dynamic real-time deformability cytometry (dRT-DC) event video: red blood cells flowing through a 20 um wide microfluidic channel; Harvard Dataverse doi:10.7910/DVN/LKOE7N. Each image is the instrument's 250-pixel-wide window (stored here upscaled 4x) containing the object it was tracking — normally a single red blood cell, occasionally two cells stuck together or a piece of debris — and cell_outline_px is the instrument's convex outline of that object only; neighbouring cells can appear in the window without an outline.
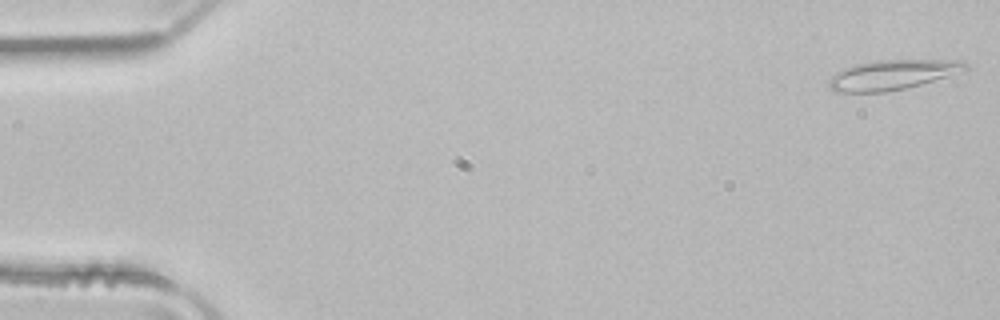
{"species": "common noctule bat (a hibernating species)", "species_latin": "Nyctalus noctula", "temperature_condition": "room temperature", "stored_images_in_passage": 28, "camera_frame_rate_fps": 3000, "um_per_image_px": 0.085, "animal": {"sex": "male", "body_mass_g": 21.5, "forearm_length_mm": 52.0}, "frame": {"image": 1, "passage_image": 1, "time_ms": 0.0, "image_size_px": [1000, 320], "cell_outline_px": [[968, 68], [964, 72], [920, 84], [904, 88], [884, 92], [836, 92], [828, 84], [828, 80], [836, 72], [844, 68], [856, 64], [876, 60], [964, 60], [968, 64]], "centroid_in_image_um": [75.9, 6.34], "position_along_channel_um": 9.1, "area_um2": 23.7}}
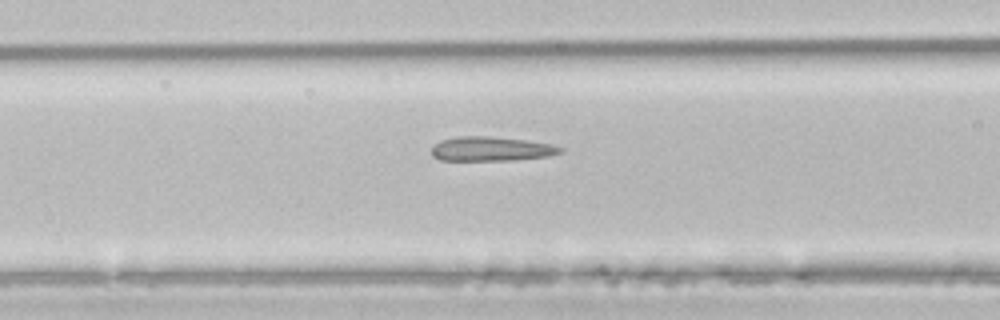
{"frame": {"image": 2, "passage_image": 20, "time_ms": 6.333, "image_size_px": [1000, 320], "cell_outline_px": [[564, 152], [548, 156], [512, 160], [440, 160], [432, 156], [432, 148], [440, 140], [456, 136], [488, 136], [524, 140], [552, 144], [564, 148]], "centroid_in_image_um": [41.76, 12.65], "position_along_channel_um": 124.8, "area_um2": 18.26}}
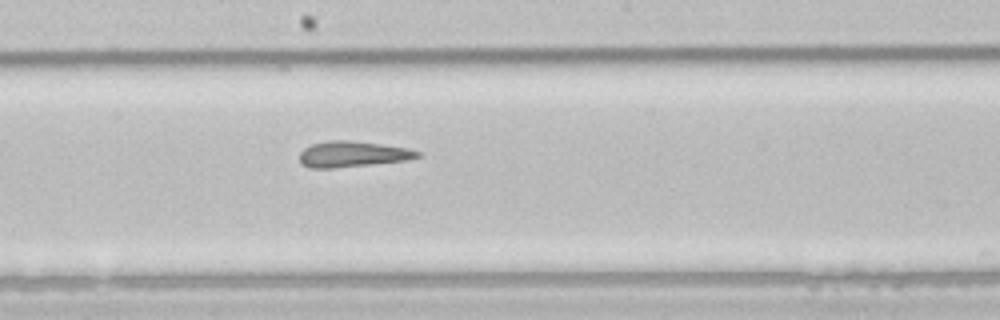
{"frame": {"image": 3, "passage_image": 27, "time_ms": 8.667, "image_size_px": [1000, 320], "cell_outline_px": [[420, 156], [408, 160], [372, 164], [332, 168], [308, 168], [300, 164], [300, 152], [304, 148], [312, 144], [328, 140], [344, 140], [380, 144], [408, 148], [420, 152]], "centroid_in_image_um": [29.93, 13.11], "position_along_channel_um": 218.3, "area_um2": 17.69}}